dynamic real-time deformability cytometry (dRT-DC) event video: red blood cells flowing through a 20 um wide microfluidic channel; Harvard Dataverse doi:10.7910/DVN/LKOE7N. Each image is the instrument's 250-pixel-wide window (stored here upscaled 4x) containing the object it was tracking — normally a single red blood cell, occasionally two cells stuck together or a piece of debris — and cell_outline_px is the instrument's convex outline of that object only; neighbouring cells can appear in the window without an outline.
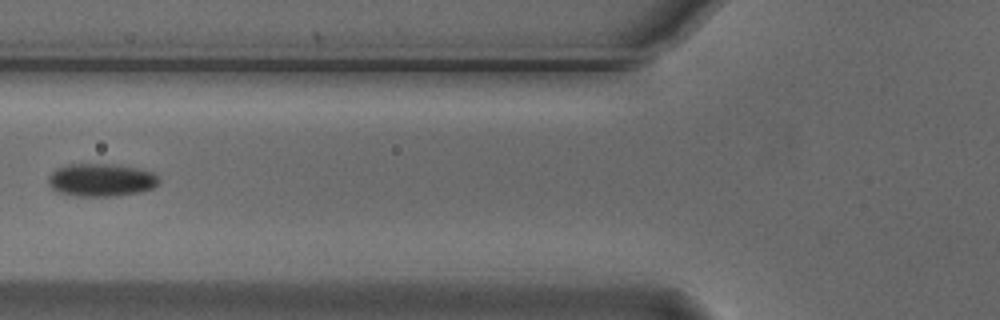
{"species": "Egyptian fruit bat (a non-hibernating species)", "species_latin": "Rousettus aegyptiacus", "temperature_condition": "cold", "stored_images_in_passage": 7, "camera_frame_rate_fps": 3000, "um_per_image_px": 0.085, "animal": {"sex": "male"}, "frame": {"image": 1, "passage_image": 6, "time_ms": 1.667, "image_size_px": [1000, 320], "cell_outline_px": [[160, 180], [152, 188], [140, 192], [116, 196], [80, 196], [56, 192], [48, 184], [48, 176], [56, 168], [68, 164], [112, 164], [136, 168], [152, 172]], "centroid_in_image_um": [8.55, 15.3], "position_along_channel_um": 117.2, "area_um2": 21.15}}
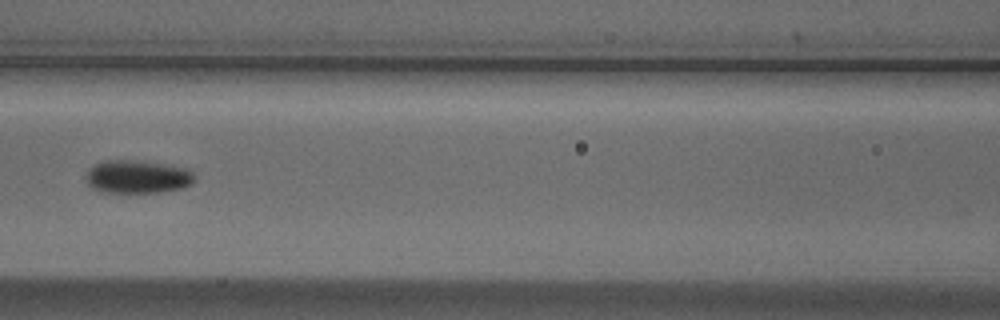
{"frame": {"image": 2, "passage_image": 7, "time_ms": 2.0, "image_size_px": [1000, 320], "cell_outline_px": [[196, 180], [192, 184], [180, 188], [160, 192], [100, 192], [92, 188], [84, 180], [84, 176], [88, 168], [104, 160], [136, 160], [172, 164], [188, 168], [196, 176]], "centroid_in_image_um": [11.68, 15.01], "position_along_channel_um": 154.9, "area_um2": 21.5}}